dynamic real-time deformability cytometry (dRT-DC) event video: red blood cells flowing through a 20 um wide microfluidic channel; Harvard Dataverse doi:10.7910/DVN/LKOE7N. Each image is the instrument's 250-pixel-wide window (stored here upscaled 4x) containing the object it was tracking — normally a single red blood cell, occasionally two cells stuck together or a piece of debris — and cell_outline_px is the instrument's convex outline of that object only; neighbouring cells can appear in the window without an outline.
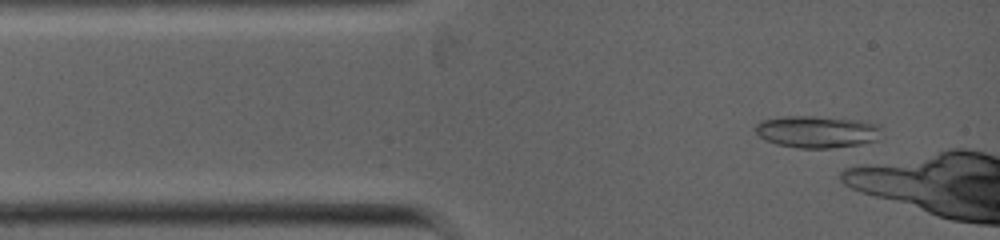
{"species": "common noctule bat (a hibernating species)", "species_latin": "Nyctalus noctula", "temperature_condition": "warm", "stored_images_in_passage": 7, "camera_frame_rate_fps": 5000, "um_per_image_px": 0.085, "animal": {"sex": "female", "body_mass_g": 19.0, "forearm_length_mm": 53.3}, "frame": {"image": 1, "passage_image": 2, "time_ms": 0.4, "image_size_px": [1000, 240], "cell_outline_px": [[880, 128], [876, 140], [860, 144], [832, 148], [800, 148], [776, 144], [764, 140], [752, 128], [760, 120], [784, 116], [812, 116], [860, 120], [880, 124]], "centroid_in_image_um": [69.39, 11.19], "position_along_channel_um": 15.6, "area_um2": 23.64}}